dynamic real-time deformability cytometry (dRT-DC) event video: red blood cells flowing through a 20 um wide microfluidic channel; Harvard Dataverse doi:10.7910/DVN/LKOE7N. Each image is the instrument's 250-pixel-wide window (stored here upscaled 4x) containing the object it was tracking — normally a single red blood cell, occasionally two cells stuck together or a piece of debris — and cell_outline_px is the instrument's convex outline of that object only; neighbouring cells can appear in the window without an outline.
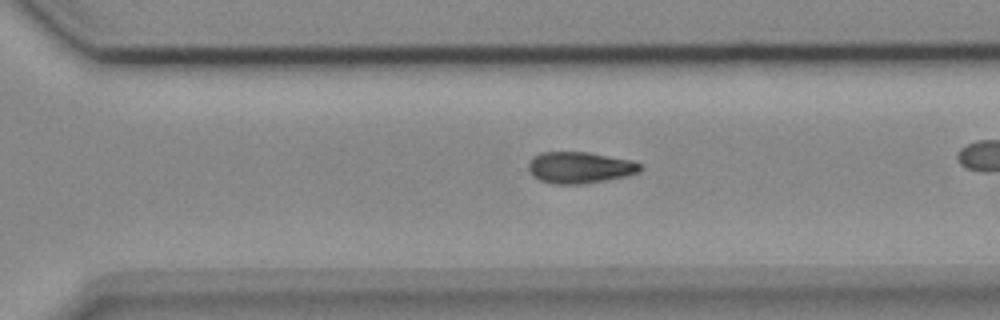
{"species": "common noctule bat (a hibernating species)", "species_latin": "Nyctalus noctula", "temperature_condition": "cold", "stored_images_in_passage": 38, "camera_frame_rate_fps": 3000, "um_per_image_px": 0.085, "animal": {"sex": "female", "body_mass_g": 18.4}, "frame": {"image": 1, "passage_image": 33, "time_ms": 10.667, "image_size_px": [1000, 320], "cell_outline_px": [[640, 172], [628, 176], [580, 184], [552, 184], [540, 180], [532, 176], [528, 168], [528, 164], [532, 156], [540, 152], [588, 152], [632, 160], [640, 164]], "centroid_in_image_um": [49.25, 14.24], "position_along_channel_um": 321.3, "area_um2": 20.58}}